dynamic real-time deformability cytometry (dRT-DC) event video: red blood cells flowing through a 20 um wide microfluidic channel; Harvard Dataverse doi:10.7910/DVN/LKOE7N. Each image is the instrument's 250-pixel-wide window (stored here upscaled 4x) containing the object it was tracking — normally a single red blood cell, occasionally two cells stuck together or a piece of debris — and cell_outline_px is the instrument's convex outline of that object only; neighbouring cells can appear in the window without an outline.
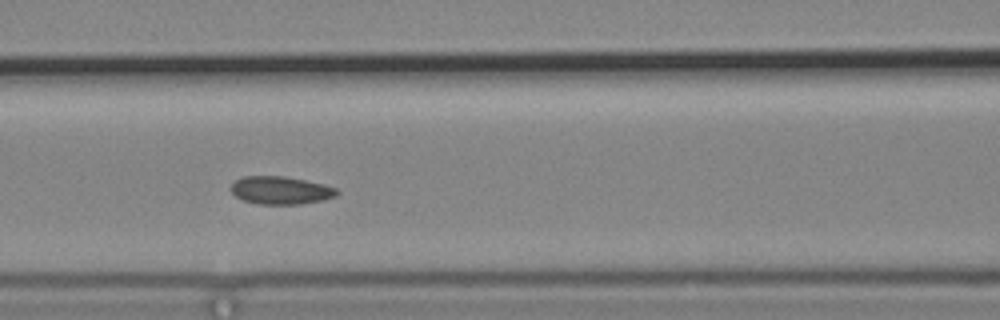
{"species": "common noctule bat (a hibernating species)", "species_latin": "Nyctalus noctula", "temperature_condition": "cold", "stored_images_in_passage": 16, "camera_frame_rate_fps": 3000, "um_per_image_px": 0.085, "animal": {"sex": "male", "body_mass_g": 19.2, "forearm_length_mm": 51.8}, "frame": {"image": 1, "passage_image": 12, "time_ms": 3.667, "image_size_px": [1000, 320], "cell_outline_px": [[340, 192], [336, 196], [320, 200], [300, 204], [256, 204], [244, 200], [236, 196], [232, 192], [232, 184], [236, 180], [244, 176], [284, 176], [324, 184], [336, 188]], "centroid_in_image_um": [23.87, 16.17], "position_along_channel_um": 142.7, "area_um2": 17.05}}
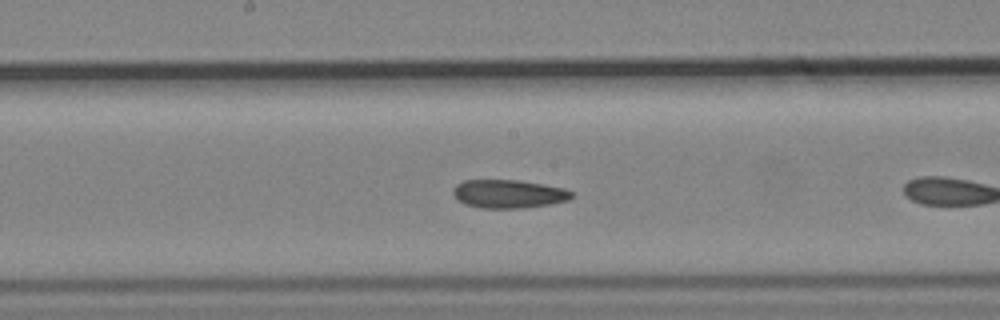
{"frame": {"image": 2, "passage_image": 14, "time_ms": 4.333, "image_size_px": [1000, 320], "cell_outline_px": [[572, 196], [568, 200], [548, 204], [524, 208], [480, 208], [464, 204], [452, 192], [452, 188], [456, 184], [464, 180], [520, 180], [564, 188], [572, 192]], "centroid_in_image_um": [43.2, 16.47], "position_along_channel_um": 205.0, "area_um2": 19.54}}